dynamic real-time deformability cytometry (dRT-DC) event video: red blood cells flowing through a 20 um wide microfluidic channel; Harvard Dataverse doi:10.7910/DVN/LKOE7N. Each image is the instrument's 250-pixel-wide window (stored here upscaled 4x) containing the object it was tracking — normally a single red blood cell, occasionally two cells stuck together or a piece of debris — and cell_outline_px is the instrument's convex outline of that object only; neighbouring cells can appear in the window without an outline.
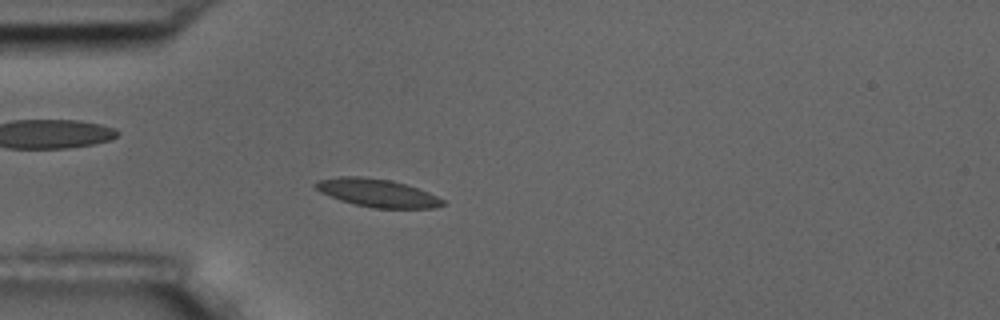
{"species": "common noctule bat (a hibernating species)", "species_latin": "Nyctalus noctula", "temperature_condition": "room temperature", "stored_images_in_passage": 5, "camera_frame_rate_fps": 3000, "um_per_image_px": 0.085, "animal": {"sex": "male", "body_mass_g": 17.5, "forearm_length_mm": 52.3}, "frame": {"image": 1, "passage_image": 5, "time_ms": 5.667, "image_size_px": [1000, 320], "cell_outline_px": [[444, 204], [432, 208], [372, 208], [340, 200], [320, 192], [312, 184], [316, 180], [340, 176], [360, 176], [392, 180], [428, 192], [444, 200]], "centroid_in_image_um": [32.01, 16.39], "position_along_channel_um": 53.0, "area_um2": 20.63}}